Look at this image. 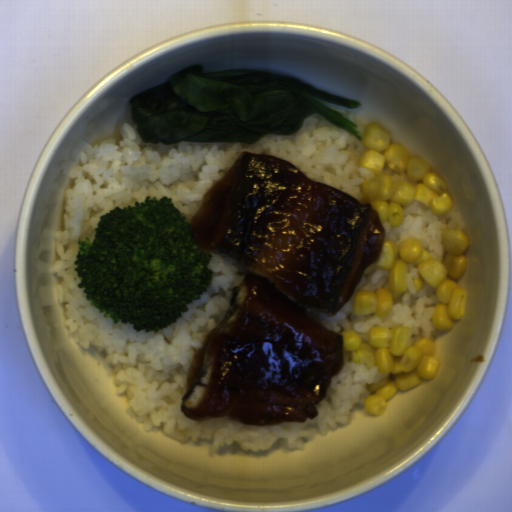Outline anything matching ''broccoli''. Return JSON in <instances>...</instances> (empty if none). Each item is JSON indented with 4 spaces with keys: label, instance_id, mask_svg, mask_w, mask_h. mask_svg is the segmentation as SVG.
Here are the masks:
<instances>
[{
    "label": "broccoli",
    "instance_id": "1",
    "mask_svg": "<svg viewBox=\"0 0 512 512\" xmlns=\"http://www.w3.org/2000/svg\"><path fill=\"white\" fill-rule=\"evenodd\" d=\"M168 196H148L101 215L75 260L85 299L113 323L159 332L189 311L213 282L212 250Z\"/></svg>",
    "mask_w": 512,
    "mask_h": 512
}]
</instances>
